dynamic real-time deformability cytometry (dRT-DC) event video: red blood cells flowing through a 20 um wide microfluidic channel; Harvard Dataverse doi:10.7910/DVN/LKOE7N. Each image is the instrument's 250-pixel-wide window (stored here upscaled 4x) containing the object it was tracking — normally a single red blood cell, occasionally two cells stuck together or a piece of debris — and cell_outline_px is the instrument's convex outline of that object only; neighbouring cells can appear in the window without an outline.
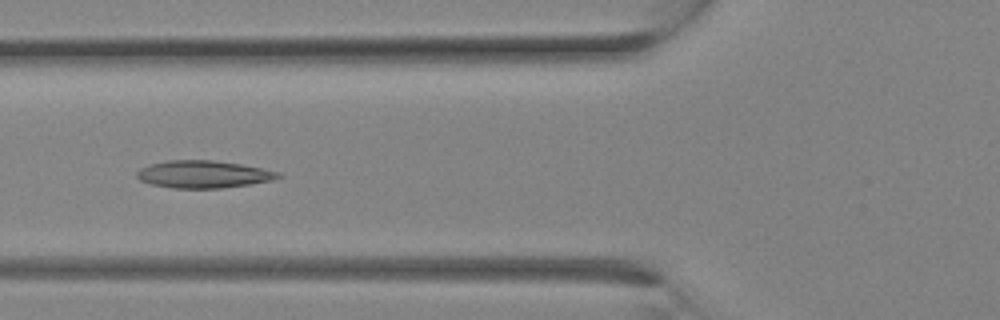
{"species": "Egyptian fruit bat (a non-hibernating species)", "species_latin": "Rousettus aegyptiacus", "temperature_condition": "room temperature", "stored_images_in_passage": 6, "camera_frame_rate_fps": 3000, "um_per_image_px": 0.085, "animal": {"sex": "female"}, "frame": {"image": 1, "passage_image": 3, "time_ms": 0.667, "image_size_px": [1000, 320], "cell_outline_px": [[284, 176], [272, 180], [252, 184], [220, 188], [172, 188], [152, 184], [140, 180], [136, 176], [136, 172], [140, 168], [148, 164], [168, 160], [212, 160], [240, 164], [280, 172]], "centroid_in_image_um": [17.28, 14.81], "position_along_channel_um": 108.5, "area_um2": 22.6}}
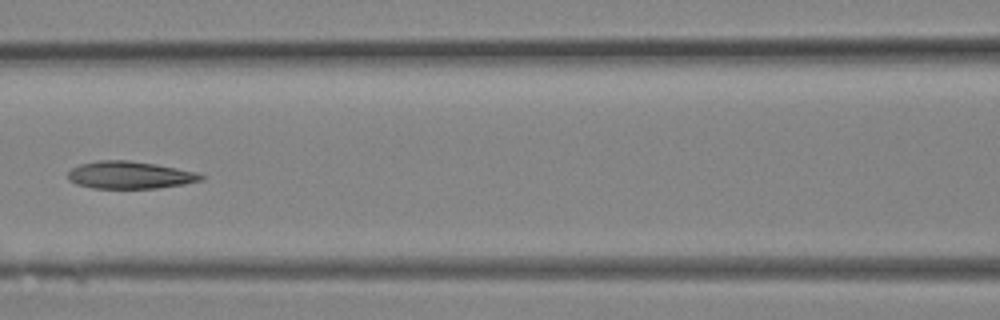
{"frame": {"image": 2, "passage_image": 5, "time_ms": 1.333, "image_size_px": [1000, 320], "cell_outline_px": [[204, 180], [184, 184], [156, 188], [92, 188], [76, 184], [68, 180], [68, 172], [72, 168], [80, 164], [96, 160], [128, 160], [156, 164], [196, 172], [204, 176]], "centroid_in_image_um": [11.01, 14.87], "position_along_channel_um": 155.6, "area_um2": 21.27}}